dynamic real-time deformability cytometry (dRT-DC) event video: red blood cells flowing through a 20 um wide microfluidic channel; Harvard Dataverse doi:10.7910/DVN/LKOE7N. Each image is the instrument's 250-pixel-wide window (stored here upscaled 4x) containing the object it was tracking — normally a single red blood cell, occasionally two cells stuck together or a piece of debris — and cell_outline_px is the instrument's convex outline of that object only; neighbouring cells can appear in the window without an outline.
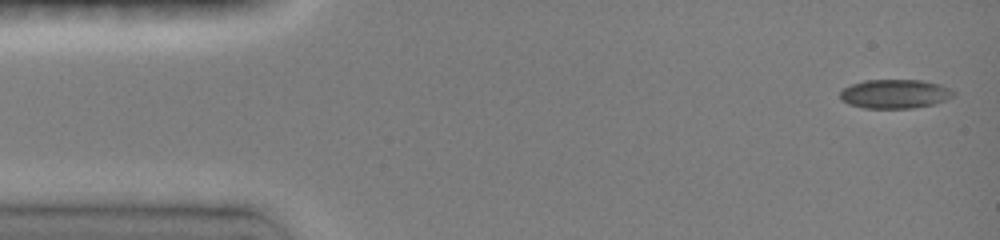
{"species": "common noctule bat (a hibernating species)", "species_latin": "Nyctalus noctula", "temperature_condition": "room temperature", "stored_images_in_passage": 40, "camera_frame_rate_fps": 3000, "um_per_image_px": 0.085, "animal": {"sex": "female", "body_mass_g": 19.0, "forearm_length_mm": 51.5}, "frame": {"image": 1, "passage_image": 1, "time_ms": 0.0, "image_size_px": [1000, 240], "cell_outline_px": [[956, 92], [952, 96], [944, 100], [932, 104], [912, 108], [864, 108], [848, 104], [840, 100], [840, 92], [844, 88], [852, 84], [864, 80], [920, 80], [940, 84]], "centroid_in_image_um": [76.03, 7.98], "position_along_channel_um": 9.0, "area_um2": 19.07}}
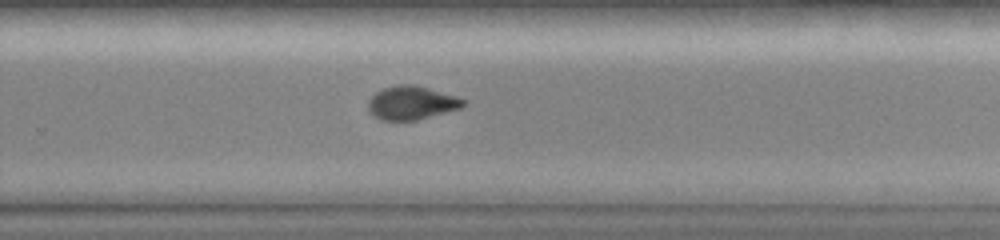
{"frame": {"image": 2, "passage_image": 23, "time_ms": 9.667, "image_size_px": [1000, 240], "cell_outline_px": [[468, 100], [460, 108], [416, 120], [380, 120], [368, 112], [368, 100], [376, 92], [384, 88], [396, 84], [416, 84], [456, 96]], "centroid_in_image_um": [34.96, 8.73], "position_along_channel_um": 294.8, "area_um2": 18.67}}
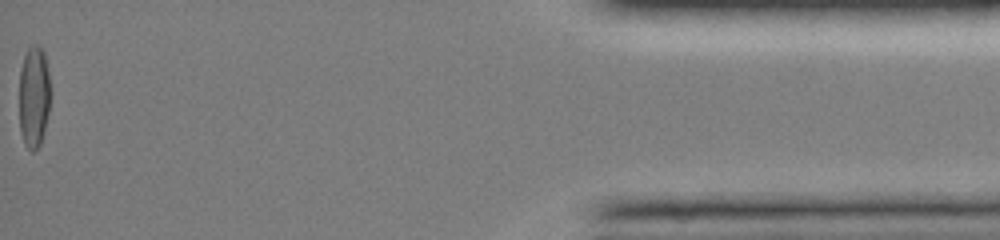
{"frame": {"image": 3, "passage_image": 40, "time_ms": 15.0, "image_size_px": [1000, 240], "cell_outline_px": [[48, 112], [44, 132], [40, 144], [32, 152], [24, 144], [20, 132], [20, 68], [24, 56], [28, 48], [32, 44], [36, 44], [44, 52], [48, 72]], "centroid_in_image_um": [2.85, 8.23], "position_along_channel_um": 432.3, "area_um2": 18.15}}